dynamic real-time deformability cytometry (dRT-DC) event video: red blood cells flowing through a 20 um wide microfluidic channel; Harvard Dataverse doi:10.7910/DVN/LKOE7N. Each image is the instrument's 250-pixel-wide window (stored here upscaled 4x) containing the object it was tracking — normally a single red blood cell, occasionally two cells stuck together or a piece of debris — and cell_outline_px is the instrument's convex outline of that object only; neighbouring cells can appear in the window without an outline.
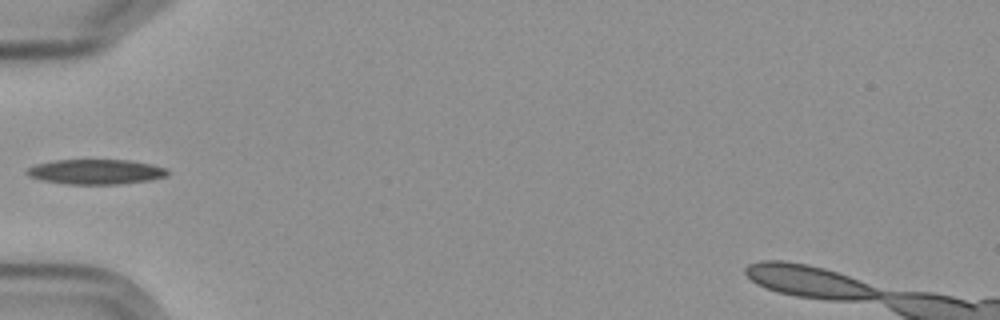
{"species": "Egyptian fruit bat (a non-hibernating species)", "species_latin": "Rousettus aegyptiacus", "temperature_condition": "cold", "stored_images_in_passage": 6, "camera_frame_rate_fps": 3000, "um_per_image_px": 0.085, "frame": {"image": 1, "passage_image": 5, "time_ms": 5.667, "image_size_px": [1000, 320], "cell_outline_px": [[168, 176], [148, 180], [120, 184], [68, 184], [44, 180], [28, 176], [24, 172], [28, 168], [36, 164], [52, 160], [128, 160], [152, 164], [168, 168]], "centroid_in_image_um": [8.16, 14.59], "position_along_channel_um": 76.8, "area_um2": 20.46}}
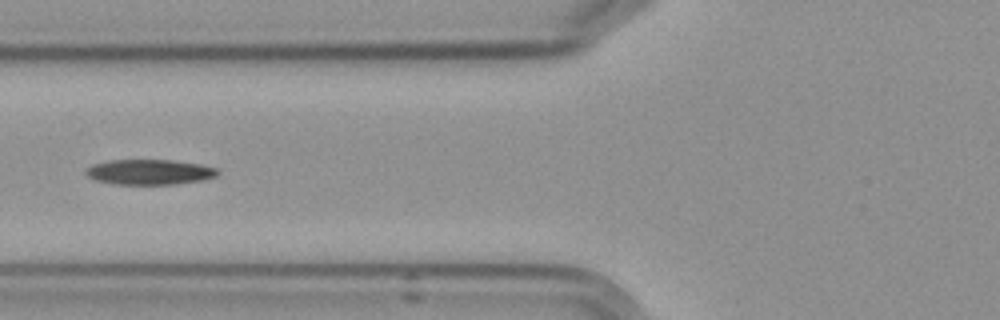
{"frame": {"image": 2, "passage_image": 6, "time_ms": 6.667, "image_size_px": [1000, 320], "cell_outline_px": [[220, 172], [216, 176], [200, 180], [172, 184], [112, 184], [96, 180], [88, 176], [84, 172], [92, 164], [108, 160], [172, 160], [200, 164], [216, 168]], "centroid_in_image_um": [12.68, 14.61], "position_along_channel_um": 113.1, "area_um2": 19.25}}